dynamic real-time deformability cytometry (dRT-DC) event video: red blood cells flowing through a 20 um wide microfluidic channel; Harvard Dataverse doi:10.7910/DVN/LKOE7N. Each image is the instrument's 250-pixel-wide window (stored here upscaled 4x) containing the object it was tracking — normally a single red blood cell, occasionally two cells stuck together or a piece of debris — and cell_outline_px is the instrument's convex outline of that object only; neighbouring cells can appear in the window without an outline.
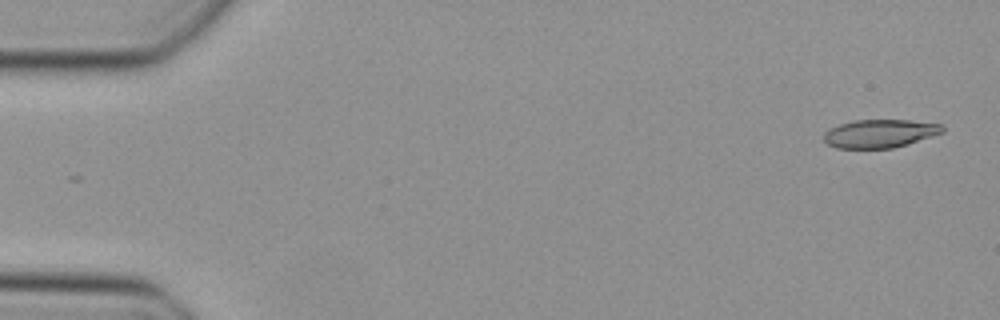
{"species": "Egyptian fruit bat (a non-hibernating species)", "species_latin": "Rousettus aegyptiacus", "temperature_condition": "cold", "stored_images_in_passage": 7, "camera_frame_rate_fps": 3000, "um_per_image_px": 0.085, "animal": {"sex": "female"}, "frame": {"image": 1, "passage_image": 2, "time_ms": 0.333, "image_size_px": [1000, 320], "cell_outline_px": [[944, 132], [892, 148], [836, 148], [828, 144], [824, 140], [824, 132], [828, 128], [852, 120], [908, 120], [940, 124], [944, 128]], "centroid_in_image_um": [74.73, 11.34], "position_along_channel_um": 10.3, "area_um2": 19.36}}